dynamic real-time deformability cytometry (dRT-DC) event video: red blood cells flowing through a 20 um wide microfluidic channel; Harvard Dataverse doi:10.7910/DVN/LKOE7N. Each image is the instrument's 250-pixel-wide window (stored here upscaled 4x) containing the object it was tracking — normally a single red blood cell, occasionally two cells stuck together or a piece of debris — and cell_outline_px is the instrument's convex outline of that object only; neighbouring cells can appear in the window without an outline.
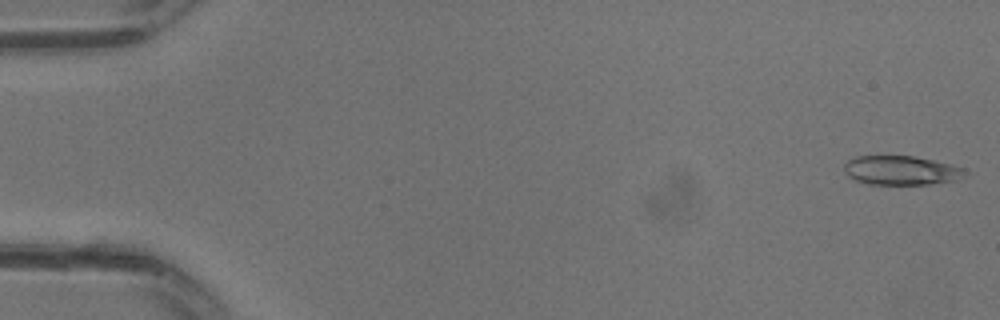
{"species": "common noctule bat (a hibernating species)", "species_latin": "Nyctalus noctula", "temperature_condition": "warm", "stored_images_in_passage": 31, "camera_frame_rate_fps": 3000, "um_per_image_px": 0.085, "animal": {"sex": "male", "body_mass_g": 13.3}, "frame": {"image": 1, "passage_image": 1, "time_ms": 0.0, "image_size_px": [1000, 320], "cell_outline_px": [[964, 168], [956, 180], [928, 184], [868, 184], [856, 180], [848, 176], [844, 172], [844, 164], [848, 160], [856, 156], [912, 156], [932, 160]], "centroid_in_image_um": [76.49, 14.48], "position_along_channel_um": 8.5, "area_um2": 20.06}}
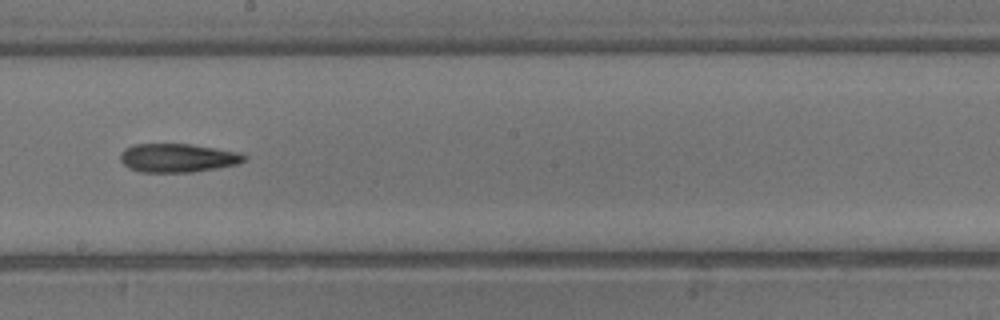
{"frame": {"image": 2, "passage_image": 18, "time_ms": 5.667, "image_size_px": [1000, 320], "cell_outline_px": [[248, 156], [244, 160], [236, 164], [216, 168], [192, 172], [140, 172], [128, 168], [120, 160], [120, 152], [124, 148], [132, 144], [192, 144], [240, 152]], "centroid_in_image_um": [15.07, 13.41], "position_along_channel_um": 233.1, "area_um2": 20.81}}
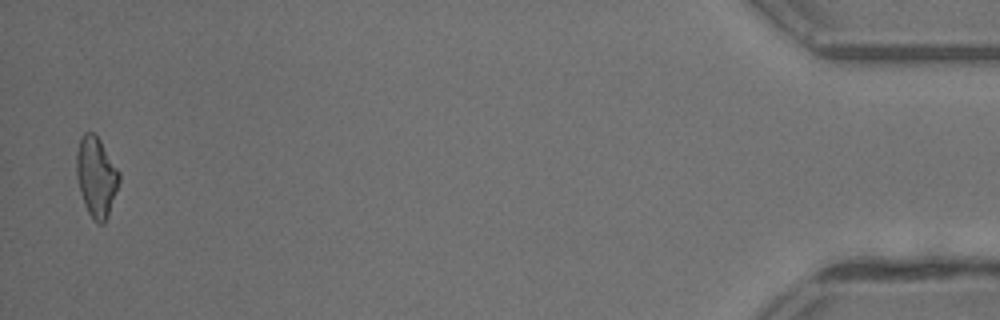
{"frame": {"image": 3, "passage_image": 31, "time_ms": 10.0, "image_size_px": [1000, 320], "cell_outline_px": [[120, 180], [108, 216], [104, 224], [96, 224], [92, 220], [84, 204], [80, 192], [76, 176], [76, 152], [80, 136], [84, 132], [92, 132], [100, 140], [120, 172]], "centroid_in_image_um": [8.17, 15.04], "position_along_channel_um": 427.0, "area_um2": 20.11}}